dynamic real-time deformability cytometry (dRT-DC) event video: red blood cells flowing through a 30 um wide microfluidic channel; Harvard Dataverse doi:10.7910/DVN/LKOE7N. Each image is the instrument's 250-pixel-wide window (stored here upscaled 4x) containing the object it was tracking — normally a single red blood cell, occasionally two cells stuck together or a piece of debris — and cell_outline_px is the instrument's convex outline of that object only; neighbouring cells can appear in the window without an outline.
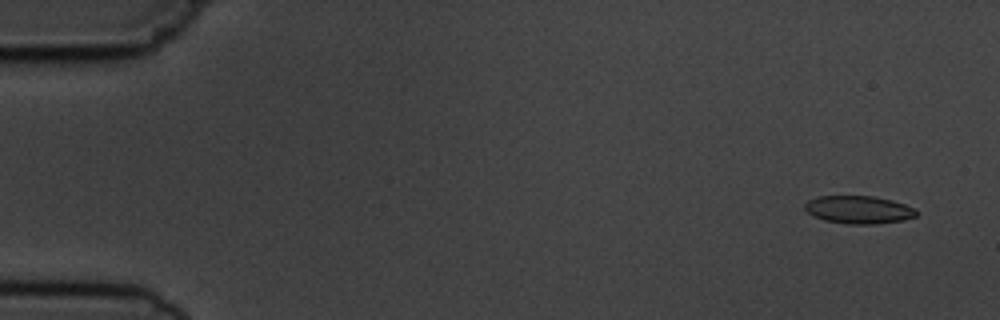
{"species": "common noctule bat (a hibernating species)", "species_latin": "Nyctalus noctula", "temperature_condition": "cold", "stored_images_in_passage": 5, "camera_frame_rate_fps": 3000, "um_per_image_px": 0.085, "animal": {"sex": "male", "body_mass_g": 19.5, "forearm_length_mm": 54.6}, "frame": {"image": 1, "passage_image": 1, "time_ms": 0.0, "image_size_px": [1000, 320], "cell_outline_px": [[920, 212], [916, 216], [904, 220], [872, 224], [848, 224], [824, 220], [808, 212], [804, 208], [804, 204], [808, 200], [816, 196], [872, 196], [892, 200], [916, 208]], "centroid_in_image_um": [73.02, 17.82], "position_along_channel_um": 12.0, "area_um2": 18.15}}